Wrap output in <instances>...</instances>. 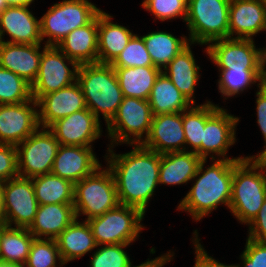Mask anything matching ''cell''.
Wrapping results in <instances>:
<instances>
[{
    "mask_svg": "<svg viewBox=\"0 0 266 267\" xmlns=\"http://www.w3.org/2000/svg\"><path fill=\"white\" fill-rule=\"evenodd\" d=\"M133 145L131 152L120 155L108 148L109 156L105 158L115 179L120 204L137 208L145 215L149 199L159 184L161 154L142 144Z\"/></svg>",
    "mask_w": 266,
    "mask_h": 267,
    "instance_id": "6da1fadb",
    "label": "cell"
},
{
    "mask_svg": "<svg viewBox=\"0 0 266 267\" xmlns=\"http://www.w3.org/2000/svg\"><path fill=\"white\" fill-rule=\"evenodd\" d=\"M235 161L218 158L210 167L204 169L207 161L202 160L193 177V180L197 178L196 182L180 201L177 210H185L191 214L193 219L200 221L211 211L216 210L219 204H224L229 208Z\"/></svg>",
    "mask_w": 266,
    "mask_h": 267,
    "instance_id": "7a4b0ae2",
    "label": "cell"
},
{
    "mask_svg": "<svg viewBox=\"0 0 266 267\" xmlns=\"http://www.w3.org/2000/svg\"><path fill=\"white\" fill-rule=\"evenodd\" d=\"M77 82L82 89L86 107L98 120L102 113L108 124L124 98L115 69L110 64H80Z\"/></svg>",
    "mask_w": 266,
    "mask_h": 267,
    "instance_id": "3957f363",
    "label": "cell"
},
{
    "mask_svg": "<svg viewBox=\"0 0 266 267\" xmlns=\"http://www.w3.org/2000/svg\"><path fill=\"white\" fill-rule=\"evenodd\" d=\"M266 168L250 156L234 162L230 212L242 224H250L266 198ZM258 171V172H257Z\"/></svg>",
    "mask_w": 266,
    "mask_h": 267,
    "instance_id": "277c9868",
    "label": "cell"
},
{
    "mask_svg": "<svg viewBox=\"0 0 266 267\" xmlns=\"http://www.w3.org/2000/svg\"><path fill=\"white\" fill-rule=\"evenodd\" d=\"M101 169L100 166L91 175L75 183L73 206L76 218L83 214L88 220L120 204L111 170L108 167Z\"/></svg>",
    "mask_w": 266,
    "mask_h": 267,
    "instance_id": "5b68a950",
    "label": "cell"
},
{
    "mask_svg": "<svg viewBox=\"0 0 266 267\" xmlns=\"http://www.w3.org/2000/svg\"><path fill=\"white\" fill-rule=\"evenodd\" d=\"M231 0H188L189 41L200 45L229 38V5Z\"/></svg>",
    "mask_w": 266,
    "mask_h": 267,
    "instance_id": "8992f818",
    "label": "cell"
},
{
    "mask_svg": "<svg viewBox=\"0 0 266 267\" xmlns=\"http://www.w3.org/2000/svg\"><path fill=\"white\" fill-rule=\"evenodd\" d=\"M102 10L88 0H63L47 10L40 19L42 41L56 46L76 28L89 24Z\"/></svg>",
    "mask_w": 266,
    "mask_h": 267,
    "instance_id": "52a82bcc",
    "label": "cell"
},
{
    "mask_svg": "<svg viewBox=\"0 0 266 267\" xmlns=\"http://www.w3.org/2000/svg\"><path fill=\"white\" fill-rule=\"evenodd\" d=\"M144 214L137 208L119 204L117 207L87 220L98 246L131 244L144 228Z\"/></svg>",
    "mask_w": 266,
    "mask_h": 267,
    "instance_id": "ba28073f",
    "label": "cell"
},
{
    "mask_svg": "<svg viewBox=\"0 0 266 267\" xmlns=\"http://www.w3.org/2000/svg\"><path fill=\"white\" fill-rule=\"evenodd\" d=\"M152 118L148 100L124 96L115 116L107 124L108 136L111 137L109 147L122 142L132 146L142 144L150 133Z\"/></svg>",
    "mask_w": 266,
    "mask_h": 267,
    "instance_id": "9c48e42d",
    "label": "cell"
},
{
    "mask_svg": "<svg viewBox=\"0 0 266 267\" xmlns=\"http://www.w3.org/2000/svg\"><path fill=\"white\" fill-rule=\"evenodd\" d=\"M2 224L29 228L39 206L31 178L17 176L1 185Z\"/></svg>",
    "mask_w": 266,
    "mask_h": 267,
    "instance_id": "30bf717a",
    "label": "cell"
},
{
    "mask_svg": "<svg viewBox=\"0 0 266 267\" xmlns=\"http://www.w3.org/2000/svg\"><path fill=\"white\" fill-rule=\"evenodd\" d=\"M59 147L48 128L37 129L16 146L18 176L33 178L51 173Z\"/></svg>",
    "mask_w": 266,
    "mask_h": 267,
    "instance_id": "8fae6325",
    "label": "cell"
},
{
    "mask_svg": "<svg viewBox=\"0 0 266 267\" xmlns=\"http://www.w3.org/2000/svg\"><path fill=\"white\" fill-rule=\"evenodd\" d=\"M69 62L72 69L65 63ZM79 64L68 58L57 46H44L40 58L39 72L31 85L32 98L40 97L72 85L77 81Z\"/></svg>",
    "mask_w": 266,
    "mask_h": 267,
    "instance_id": "7c38bea8",
    "label": "cell"
},
{
    "mask_svg": "<svg viewBox=\"0 0 266 267\" xmlns=\"http://www.w3.org/2000/svg\"><path fill=\"white\" fill-rule=\"evenodd\" d=\"M210 43L206 53L219 69L264 70L262 49L256 48L253 39L224 38Z\"/></svg>",
    "mask_w": 266,
    "mask_h": 267,
    "instance_id": "4fadbf2b",
    "label": "cell"
},
{
    "mask_svg": "<svg viewBox=\"0 0 266 267\" xmlns=\"http://www.w3.org/2000/svg\"><path fill=\"white\" fill-rule=\"evenodd\" d=\"M36 107L34 99L18 104H0V144L17 146L40 129Z\"/></svg>",
    "mask_w": 266,
    "mask_h": 267,
    "instance_id": "5bb4252c",
    "label": "cell"
},
{
    "mask_svg": "<svg viewBox=\"0 0 266 267\" xmlns=\"http://www.w3.org/2000/svg\"><path fill=\"white\" fill-rule=\"evenodd\" d=\"M48 129L60 145L92 147L102 134L100 121L87 107L55 121Z\"/></svg>",
    "mask_w": 266,
    "mask_h": 267,
    "instance_id": "9a60e30c",
    "label": "cell"
},
{
    "mask_svg": "<svg viewBox=\"0 0 266 267\" xmlns=\"http://www.w3.org/2000/svg\"><path fill=\"white\" fill-rule=\"evenodd\" d=\"M238 117L228 114L223 108H219L206 122L201 141V159L207 160L210 155L215 160L213 154L222 159L241 160L244 157L228 158L226 157L228 148L236 142V125L239 122ZM212 153V155H211Z\"/></svg>",
    "mask_w": 266,
    "mask_h": 267,
    "instance_id": "2e32d148",
    "label": "cell"
},
{
    "mask_svg": "<svg viewBox=\"0 0 266 267\" xmlns=\"http://www.w3.org/2000/svg\"><path fill=\"white\" fill-rule=\"evenodd\" d=\"M39 125L48 128L55 121L86 108L80 84L76 81L70 86L45 94L37 101Z\"/></svg>",
    "mask_w": 266,
    "mask_h": 267,
    "instance_id": "e0dca14e",
    "label": "cell"
},
{
    "mask_svg": "<svg viewBox=\"0 0 266 267\" xmlns=\"http://www.w3.org/2000/svg\"><path fill=\"white\" fill-rule=\"evenodd\" d=\"M142 145L158 154L187 151L182 112L153 116L150 133Z\"/></svg>",
    "mask_w": 266,
    "mask_h": 267,
    "instance_id": "ac0fdd59",
    "label": "cell"
},
{
    "mask_svg": "<svg viewBox=\"0 0 266 267\" xmlns=\"http://www.w3.org/2000/svg\"><path fill=\"white\" fill-rule=\"evenodd\" d=\"M100 166L92 147L60 145L51 173L75 184Z\"/></svg>",
    "mask_w": 266,
    "mask_h": 267,
    "instance_id": "d6986e66",
    "label": "cell"
},
{
    "mask_svg": "<svg viewBox=\"0 0 266 267\" xmlns=\"http://www.w3.org/2000/svg\"><path fill=\"white\" fill-rule=\"evenodd\" d=\"M266 31V6L261 0H231L229 5V38L253 39ZM237 35L234 37L233 35Z\"/></svg>",
    "mask_w": 266,
    "mask_h": 267,
    "instance_id": "ffe728a7",
    "label": "cell"
},
{
    "mask_svg": "<svg viewBox=\"0 0 266 267\" xmlns=\"http://www.w3.org/2000/svg\"><path fill=\"white\" fill-rule=\"evenodd\" d=\"M7 33L18 44H41L40 20L29 11V7L7 6L0 13V33L3 39Z\"/></svg>",
    "mask_w": 266,
    "mask_h": 267,
    "instance_id": "44dd1931",
    "label": "cell"
},
{
    "mask_svg": "<svg viewBox=\"0 0 266 267\" xmlns=\"http://www.w3.org/2000/svg\"><path fill=\"white\" fill-rule=\"evenodd\" d=\"M41 44L3 42L0 47V67L25 79L31 85L39 72Z\"/></svg>",
    "mask_w": 266,
    "mask_h": 267,
    "instance_id": "7402d4cb",
    "label": "cell"
},
{
    "mask_svg": "<svg viewBox=\"0 0 266 267\" xmlns=\"http://www.w3.org/2000/svg\"><path fill=\"white\" fill-rule=\"evenodd\" d=\"M56 46L79 65L98 63V15L89 24L70 32Z\"/></svg>",
    "mask_w": 266,
    "mask_h": 267,
    "instance_id": "603a6c76",
    "label": "cell"
},
{
    "mask_svg": "<svg viewBox=\"0 0 266 267\" xmlns=\"http://www.w3.org/2000/svg\"><path fill=\"white\" fill-rule=\"evenodd\" d=\"M75 219L73 204L39 205L28 230L35 238L56 239Z\"/></svg>",
    "mask_w": 266,
    "mask_h": 267,
    "instance_id": "cb8c5ba5",
    "label": "cell"
},
{
    "mask_svg": "<svg viewBox=\"0 0 266 267\" xmlns=\"http://www.w3.org/2000/svg\"><path fill=\"white\" fill-rule=\"evenodd\" d=\"M111 20L112 16L104 11L98 14V63L111 64L135 35Z\"/></svg>",
    "mask_w": 266,
    "mask_h": 267,
    "instance_id": "d4e9b609",
    "label": "cell"
},
{
    "mask_svg": "<svg viewBox=\"0 0 266 267\" xmlns=\"http://www.w3.org/2000/svg\"><path fill=\"white\" fill-rule=\"evenodd\" d=\"M190 42L164 68L162 72L172 81L177 89L192 103L194 100L195 85L198 84L200 67L196 64L191 51ZM165 70V71H164Z\"/></svg>",
    "mask_w": 266,
    "mask_h": 267,
    "instance_id": "484cf974",
    "label": "cell"
},
{
    "mask_svg": "<svg viewBox=\"0 0 266 267\" xmlns=\"http://www.w3.org/2000/svg\"><path fill=\"white\" fill-rule=\"evenodd\" d=\"M202 159L189 151L161 154L159 184L180 185L192 180Z\"/></svg>",
    "mask_w": 266,
    "mask_h": 267,
    "instance_id": "4316f807",
    "label": "cell"
},
{
    "mask_svg": "<svg viewBox=\"0 0 266 267\" xmlns=\"http://www.w3.org/2000/svg\"><path fill=\"white\" fill-rule=\"evenodd\" d=\"M56 242L64 264L98 247L87 220L80 222L78 218L60 233Z\"/></svg>",
    "mask_w": 266,
    "mask_h": 267,
    "instance_id": "83f0119b",
    "label": "cell"
},
{
    "mask_svg": "<svg viewBox=\"0 0 266 267\" xmlns=\"http://www.w3.org/2000/svg\"><path fill=\"white\" fill-rule=\"evenodd\" d=\"M148 102L153 116L182 112L192 104L163 72L157 77Z\"/></svg>",
    "mask_w": 266,
    "mask_h": 267,
    "instance_id": "f1b7e54d",
    "label": "cell"
},
{
    "mask_svg": "<svg viewBox=\"0 0 266 267\" xmlns=\"http://www.w3.org/2000/svg\"><path fill=\"white\" fill-rule=\"evenodd\" d=\"M120 89L125 97L148 100L152 87L162 72L155 66L145 67H113Z\"/></svg>",
    "mask_w": 266,
    "mask_h": 267,
    "instance_id": "f546056e",
    "label": "cell"
},
{
    "mask_svg": "<svg viewBox=\"0 0 266 267\" xmlns=\"http://www.w3.org/2000/svg\"><path fill=\"white\" fill-rule=\"evenodd\" d=\"M34 238L28 228L0 223V262L24 265Z\"/></svg>",
    "mask_w": 266,
    "mask_h": 267,
    "instance_id": "4dcf8cb0",
    "label": "cell"
},
{
    "mask_svg": "<svg viewBox=\"0 0 266 267\" xmlns=\"http://www.w3.org/2000/svg\"><path fill=\"white\" fill-rule=\"evenodd\" d=\"M39 205L73 204L75 184L52 173L31 178Z\"/></svg>",
    "mask_w": 266,
    "mask_h": 267,
    "instance_id": "1f68e13d",
    "label": "cell"
},
{
    "mask_svg": "<svg viewBox=\"0 0 266 267\" xmlns=\"http://www.w3.org/2000/svg\"><path fill=\"white\" fill-rule=\"evenodd\" d=\"M142 38L153 65L161 71L190 42L185 36L180 39L164 31L151 32Z\"/></svg>",
    "mask_w": 266,
    "mask_h": 267,
    "instance_id": "d6a6232c",
    "label": "cell"
},
{
    "mask_svg": "<svg viewBox=\"0 0 266 267\" xmlns=\"http://www.w3.org/2000/svg\"><path fill=\"white\" fill-rule=\"evenodd\" d=\"M207 100L205 104L190 107L182 111V123L185 135V145H191L192 152L201 158V141L205 122L219 109Z\"/></svg>",
    "mask_w": 266,
    "mask_h": 267,
    "instance_id": "836d02e7",
    "label": "cell"
},
{
    "mask_svg": "<svg viewBox=\"0 0 266 267\" xmlns=\"http://www.w3.org/2000/svg\"><path fill=\"white\" fill-rule=\"evenodd\" d=\"M33 99L31 84L0 67V104H18Z\"/></svg>",
    "mask_w": 266,
    "mask_h": 267,
    "instance_id": "e575fe53",
    "label": "cell"
},
{
    "mask_svg": "<svg viewBox=\"0 0 266 267\" xmlns=\"http://www.w3.org/2000/svg\"><path fill=\"white\" fill-rule=\"evenodd\" d=\"M221 70L220 79L218 81L219 92L222 96L231 97L246 90L253 83L262 81L263 70Z\"/></svg>",
    "mask_w": 266,
    "mask_h": 267,
    "instance_id": "d590c367",
    "label": "cell"
},
{
    "mask_svg": "<svg viewBox=\"0 0 266 267\" xmlns=\"http://www.w3.org/2000/svg\"><path fill=\"white\" fill-rule=\"evenodd\" d=\"M65 265L56 242V239L34 238L24 267H57Z\"/></svg>",
    "mask_w": 266,
    "mask_h": 267,
    "instance_id": "8d00e7d4",
    "label": "cell"
},
{
    "mask_svg": "<svg viewBox=\"0 0 266 267\" xmlns=\"http://www.w3.org/2000/svg\"><path fill=\"white\" fill-rule=\"evenodd\" d=\"M112 67H145L154 66L141 36L135 34L110 64Z\"/></svg>",
    "mask_w": 266,
    "mask_h": 267,
    "instance_id": "74e56055",
    "label": "cell"
},
{
    "mask_svg": "<svg viewBox=\"0 0 266 267\" xmlns=\"http://www.w3.org/2000/svg\"><path fill=\"white\" fill-rule=\"evenodd\" d=\"M130 244L102 245L92 255L90 267H134L123 248Z\"/></svg>",
    "mask_w": 266,
    "mask_h": 267,
    "instance_id": "f35d334b",
    "label": "cell"
},
{
    "mask_svg": "<svg viewBox=\"0 0 266 267\" xmlns=\"http://www.w3.org/2000/svg\"><path fill=\"white\" fill-rule=\"evenodd\" d=\"M141 6L161 21L174 19L178 16H181L185 21L188 0H144Z\"/></svg>",
    "mask_w": 266,
    "mask_h": 267,
    "instance_id": "ab89813d",
    "label": "cell"
},
{
    "mask_svg": "<svg viewBox=\"0 0 266 267\" xmlns=\"http://www.w3.org/2000/svg\"><path fill=\"white\" fill-rule=\"evenodd\" d=\"M243 267H266V242L247 238L241 255ZM238 267H242L238 264Z\"/></svg>",
    "mask_w": 266,
    "mask_h": 267,
    "instance_id": "60d3db41",
    "label": "cell"
},
{
    "mask_svg": "<svg viewBox=\"0 0 266 267\" xmlns=\"http://www.w3.org/2000/svg\"><path fill=\"white\" fill-rule=\"evenodd\" d=\"M17 176L16 146L0 144V181L3 183Z\"/></svg>",
    "mask_w": 266,
    "mask_h": 267,
    "instance_id": "b9f144b4",
    "label": "cell"
},
{
    "mask_svg": "<svg viewBox=\"0 0 266 267\" xmlns=\"http://www.w3.org/2000/svg\"><path fill=\"white\" fill-rule=\"evenodd\" d=\"M248 238L258 242H266V198L257 216L249 224Z\"/></svg>",
    "mask_w": 266,
    "mask_h": 267,
    "instance_id": "7bdbcfd3",
    "label": "cell"
},
{
    "mask_svg": "<svg viewBox=\"0 0 266 267\" xmlns=\"http://www.w3.org/2000/svg\"><path fill=\"white\" fill-rule=\"evenodd\" d=\"M194 237L193 242L195 245V265L194 267H238V265H225L223 263H220L219 261L215 260L213 257L209 256L207 254V251L204 250L202 245L200 244L198 239V232L195 230L193 233Z\"/></svg>",
    "mask_w": 266,
    "mask_h": 267,
    "instance_id": "ee69618b",
    "label": "cell"
},
{
    "mask_svg": "<svg viewBox=\"0 0 266 267\" xmlns=\"http://www.w3.org/2000/svg\"><path fill=\"white\" fill-rule=\"evenodd\" d=\"M259 90L256 92V111H257V123L260 126L262 135L264 136L266 148V90L261 87V83H258Z\"/></svg>",
    "mask_w": 266,
    "mask_h": 267,
    "instance_id": "f6af8a7d",
    "label": "cell"
},
{
    "mask_svg": "<svg viewBox=\"0 0 266 267\" xmlns=\"http://www.w3.org/2000/svg\"><path fill=\"white\" fill-rule=\"evenodd\" d=\"M173 257V254L169 251V253L165 255H161L160 257H157L155 259L149 260L148 261L134 267H162L169 261H171V258Z\"/></svg>",
    "mask_w": 266,
    "mask_h": 267,
    "instance_id": "bcb514c9",
    "label": "cell"
},
{
    "mask_svg": "<svg viewBox=\"0 0 266 267\" xmlns=\"http://www.w3.org/2000/svg\"><path fill=\"white\" fill-rule=\"evenodd\" d=\"M34 0H5L7 6L12 7H29Z\"/></svg>",
    "mask_w": 266,
    "mask_h": 267,
    "instance_id": "7dc6e473",
    "label": "cell"
},
{
    "mask_svg": "<svg viewBox=\"0 0 266 267\" xmlns=\"http://www.w3.org/2000/svg\"><path fill=\"white\" fill-rule=\"evenodd\" d=\"M251 158H257V160H259L266 168V148L260 152V154L258 153L255 156H251Z\"/></svg>",
    "mask_w": 266,
    "mask_h": 267,
    "instance_id": "c3c4849f",
    "label": "cell"
},
{
    "mask_svg": "<svg viewBox=\"0 0 266 267\" xmlns=\"http://www.w3.org/2000/svg\"><path fill=\"white\" fill-rule=\"evenodd\" d=\"M266 67H264L263 74H262V81L261 87L266 90Z\"/></svg>",
    "mask_w": 266,
    "mask_h": 267,
    "instance_id": "681fc988",
    "label": "cell"
},
{
    "mask_svg": "<svg viewBox=\"0 0 266 267\" xmlns=\"http://www.w3.org/2000/svg\"><path fill=\"white\" fill-rule=\"evenodd\" d=\"M0 267H24V265L21 264H11V263H1Z\"/></svg>",
    "mask_w": 266,
    "mask_h": 267,
    "instance_id": "f907efd6",
    "label": "cell"
},
{
    "mask_svg": "<svg viewBox=\"0 0 266 267\" xmlns=\"http://www.w3.org/2000/svg\"><path fill=\"white\" fill-rule=\"evenodd\" d=\"M263 65L266 66V48H262Z\"/></svg>",
    "mask_w": 266,
    "mask_h": 267,
    "instance_id": "816d5d0a",
    "label": "cell"
},
{
    "mask_svg": "<svg viewBox=\"0 0 266 267\" xmlns=\"http://www.w3.org/2000/svg\"><path fill=\"white\" fill-rule=\"evenodd\" d=\"M7 7L5 0H0V13Z\"/></svg>",
    "mask_w": 266,
    "mask_h": 267,
    "instance_id": "f5cc1de1",
    "label": "cell"
},
{
    "mask_svg": "<svg viewBox=\"0 0 266 267\" xmlns=\"http://www.w3.org/2000/svg\"><path fill=\"white\" fill-rule=\"evenodd\" d=\"M1 185H2V182L0 181V195H1ZM2 207H1V196H0V223L2 222Z\"/></svg>",
    "mask_w": 266,
    "mask_h": 267,
    "instance_id": "db71d44e",
    "label": "cell"
},
{
    "mask_svg": "<svg viewBox=\"0 0 266 267\" xmlns=\"http://www.w3.org/2000/svg\"><path fill=\"white\" fill-rule=\"evenodd\" d=\"M3 40H4V39H2V36H1V33H0V47H1V45L3 44Z\"/></svg>",
    "mask_w": 266,
    "mask_h": 267,
    "instance_id": "11a10c76",
    "label": "cell"
},
{
    "mask_svg": "<svg viewBox=\"0 0 266 267\" xmlns=\"http://www.w3.org/2000/svg\"><path fill=\"white\" fill-rule=\"evenodd\" d=\"M261 1L266 6V0H261Z\"/></svg>",
    "mask_w": 266,
    "mask_h": 267,
    "instance_id": "9f6ffc18",
    "label": "cell"
}]
</instances>
